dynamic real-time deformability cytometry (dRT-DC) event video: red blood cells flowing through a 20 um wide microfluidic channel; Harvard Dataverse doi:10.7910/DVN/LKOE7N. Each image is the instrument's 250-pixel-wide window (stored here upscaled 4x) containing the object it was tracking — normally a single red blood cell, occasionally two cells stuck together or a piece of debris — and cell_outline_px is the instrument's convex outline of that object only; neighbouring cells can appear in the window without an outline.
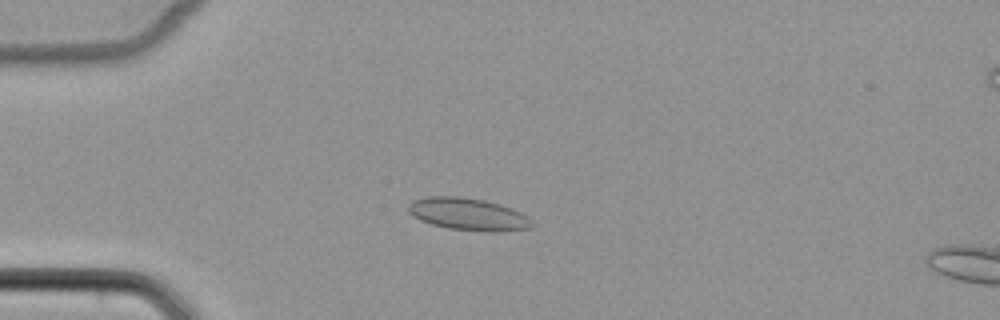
{"species": "common noctule bat (a hibernating species)", "species_latin": "Nyctalus noctula", "temperature_condition": "cold", "stored_images_in_passage": 5, "camera_frame_rate_fps": 3000, "um_per_image_px": 0.085, "animal": {"sex": "female", "body_mass_g": 22.7, "forearm_length_mm": 54.2}, "frame": {"image": 1, "passage_image": 2, "time_ms": 0.333, "image_size_px": [1000, 320], "cell_outline_px": [[536, 224], [532, 228], [496, 232], [492, 232], [448, 228], [432, 224], [420, 220], [412, 216], [408, 212], [408, 204], [412, 200], [428, 196], [460, 196], [484, 200], [500, 204], [512, 208], [528, 216]], "centroid_in_image_um": [39.81, 18.2], "position_along_channel_um": 45.2, "area_um2": 23.52}}